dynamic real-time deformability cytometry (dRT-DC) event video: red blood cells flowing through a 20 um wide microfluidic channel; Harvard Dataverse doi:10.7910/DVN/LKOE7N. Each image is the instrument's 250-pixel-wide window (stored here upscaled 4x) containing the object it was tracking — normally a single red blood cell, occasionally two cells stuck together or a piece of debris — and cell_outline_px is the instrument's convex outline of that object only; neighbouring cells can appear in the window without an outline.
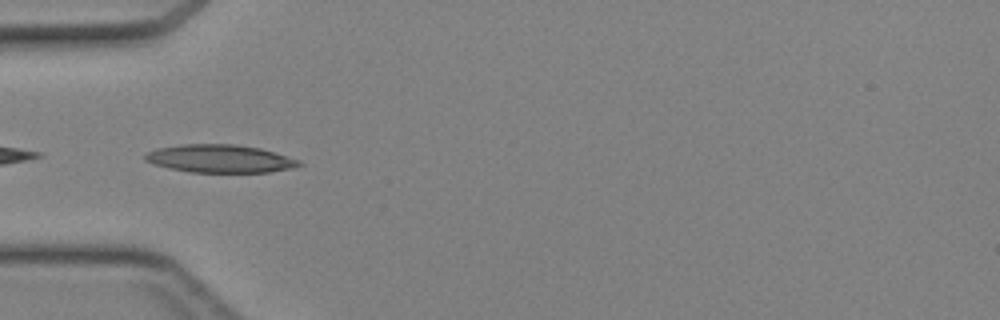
{"species": "Egyptian fruit bat (a non-hibernating species)", "species_latin": "Rousettus aegyptiacus", "temperature_condition": "cold", "stored_images_in_passage": 22, "camera_frame_rate_fps": 3000, "um_per_image_px": 0.085, "animal": {"sex": "female"}, "frame": {"image": 1, "passage_image": 15, "time_ms": 4.667, "image_size_px": [1000, 320], "cell_outline_px": [[304, 164], [292, 168], [268, 172], [192, 172], [168, 168], [144, 160], [144, 156], [148, 152], [156, 148], [180, 144], [236, 144], [260, 148], [300, 160]], "centroid_in_image_um": [18.7, 13.48], "position_along_channel_um": 66.3, "area_um2": 25.03}}
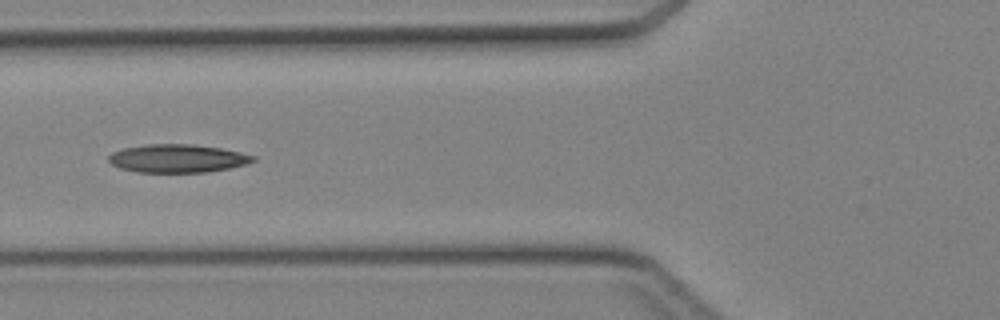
{"frame": {"image": 2, "passage_image": 18, "time_ms": 5.667, "image_size_px": [1000, 320], "cell_outline_px": [[256, 160], [248, 164], [208, 172], [136, 172], [120, 168], [112, 164], [108, 160], [108, 156], [112, 152], [124, 148], [148, 144], [192, 144], [220, 148], [240, 152], [256, 156]], "centroid_in_image_um": [15.1, 13.47], "position_along_channel_um": 110.7, "area_um2": 23.76}}